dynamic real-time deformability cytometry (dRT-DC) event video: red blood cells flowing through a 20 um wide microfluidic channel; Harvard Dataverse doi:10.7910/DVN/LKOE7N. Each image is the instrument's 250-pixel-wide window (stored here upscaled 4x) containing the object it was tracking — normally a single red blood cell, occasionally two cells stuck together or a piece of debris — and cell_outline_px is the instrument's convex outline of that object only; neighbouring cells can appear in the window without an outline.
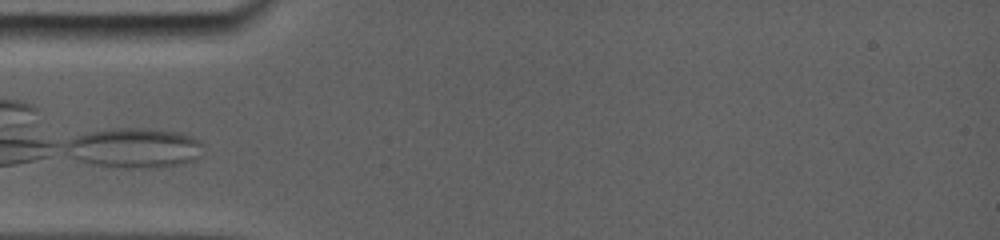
{"species": "common noctule bat (a hibernating species)", "species_latin": "Nyctalus noctula", "temperature_condition": "room temperature", "stored_images_in_passage": 9, "camera_frame_rate_fps": 5000, "um_per_image_px": 0.085, "animal": {"sex": "female", "body_mass_g": 19.0, "forearm_length_mm": 56.7}, "frame": {"image": 1, "passage_image": 3, "time_ms": 2.0, "image_size_px": [1000, 240], "cell_outline_px": [[200, 156], [184, 164], [160, 168], [124, 168], [92, 164], [76, 160], [72, 156], [64, 144], [80, 136], [96, 132], [168, 132], [188, 136], [196, 140]], "centroid_in_image_um": [11.4, 12.7], "position_along_channel_um": 73.6, "area_um2": 29.36}}
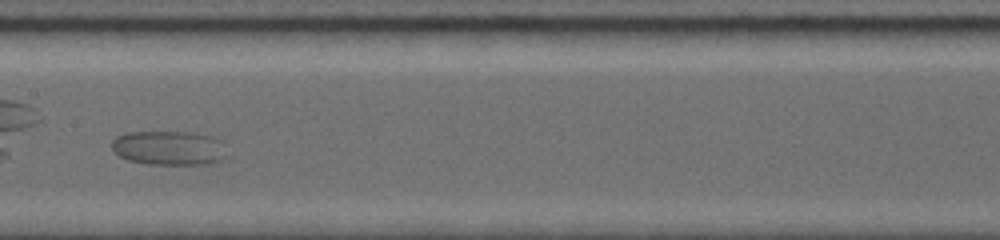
{"frame": {"image": 2, "passage_image": 7, "time_ms": 5.4, "image_size_px": [1000, 240], "cell_outline_px": [[228, 156], [220, 160], [200, 164], [148, 164], [128, 160], [120, 156], [112, 148], [112, 140], [116, 136], [132, 132], [184, 132], [204, 136]], "centroid_in_image_um": [14.17, 12.6], "position_along_channel_um": 193.2, "area_um2": 21.73}}